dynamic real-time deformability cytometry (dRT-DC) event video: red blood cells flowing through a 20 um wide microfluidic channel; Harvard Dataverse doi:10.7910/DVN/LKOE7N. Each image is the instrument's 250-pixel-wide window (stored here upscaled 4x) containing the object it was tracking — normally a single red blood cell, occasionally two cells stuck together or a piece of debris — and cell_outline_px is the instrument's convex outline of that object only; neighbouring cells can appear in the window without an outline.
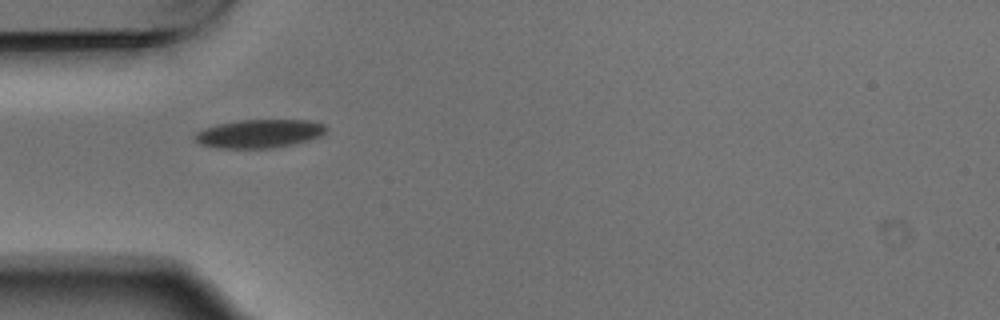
{"species": "Egyptian fruit bat (a non-hibernating species)", "species_latin": "Rousettus aegyptiacus", "temperature_condition": "warm", "stored_images_in_passage": 2, "camera_frame_rate_fps": 3000, "um_per_image_px": 0.085, "animal": {"sex": "male"}, "frame": {"image": 1, "passage_image": 1, "time_ms": 0.0, "image_size_px": [1000, 320], "cell_outline_px": [[328, 128], [320, 136], [308, 140], [292, 144], [272, 148], [216, 148], [200, 144], [192, 140], [192, 136], [196, 132], [204, 128], [216, 124], [236, 120], [312, 120], [324, 124]], "centroid_in_image_um": [21.98, 11.35], "position_along_channel_um": 63.0, "area_um2": 22.02}}
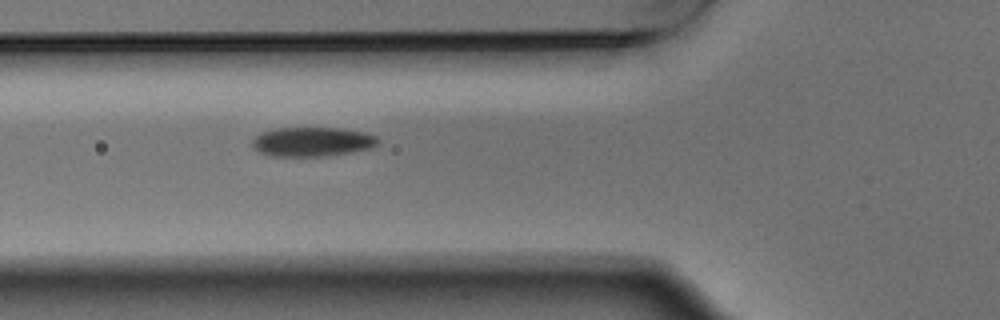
{"frame": {"image": 2, "passage_image": 2, "time_ms": 0.333, "image_size_px": [1000, 320], "cell_outline_px": [[380, 140], [372, 148], [352, 152], [324, 156], [272, 156], [260, 152], [252, 148], [252, 140], [256, 136], [264, 132], [276, 128], [340, 128], [364, 132], [376, 136]], "centroid_in_image_um": [26.55, 12.05], "position_along_channel_um": 99.2, "area_um2": 21.44}}